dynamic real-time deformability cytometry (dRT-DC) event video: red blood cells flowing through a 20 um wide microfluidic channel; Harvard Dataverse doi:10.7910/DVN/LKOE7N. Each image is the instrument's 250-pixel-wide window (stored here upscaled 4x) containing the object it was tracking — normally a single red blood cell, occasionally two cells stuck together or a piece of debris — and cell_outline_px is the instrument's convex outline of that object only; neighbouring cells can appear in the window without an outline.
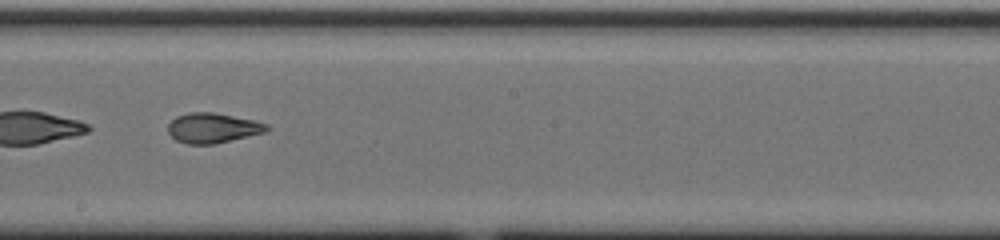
{"species": "common noctule bat (a hibernating species)", "species_latin": "Nyctalus noctula", "temperature_condition": "cold", "stored_images_in_passage": 34, "camera_frame_rate_fps": 3000, "um_per_image_px": 0.085, "animal": {"sex": "male", "body_mass_g": 20.0, "forearm_length_mm": 53.3}, "frame": {"image": 1, "passage_image": 15, "time_ms": 4.667, "image_size_px": [1000, 240], "cell_outline_px": [[272, 128], [264, 132], [216, 144], [188, 144], [176, 140], [168, 132], [168, 124], [176, 116], [188, 112], [212, 112], [252, 120], [268, 124]], "centroid_in_image_um": [18.07, 10.88], "position_along_channel_um": 230.1, "area_um2": 17.17}, "authors_computed_cell_mechanics": {"area_um2": 17.629, "velocity_mm_per_s": 3.7405, "shape_relaxation_time_tau1_ms": null, "shape_relaxation_time_tau2_ms": 2.1265, "deformation_change_tau1": null, "deformation_change_tau2": 0.0938}}